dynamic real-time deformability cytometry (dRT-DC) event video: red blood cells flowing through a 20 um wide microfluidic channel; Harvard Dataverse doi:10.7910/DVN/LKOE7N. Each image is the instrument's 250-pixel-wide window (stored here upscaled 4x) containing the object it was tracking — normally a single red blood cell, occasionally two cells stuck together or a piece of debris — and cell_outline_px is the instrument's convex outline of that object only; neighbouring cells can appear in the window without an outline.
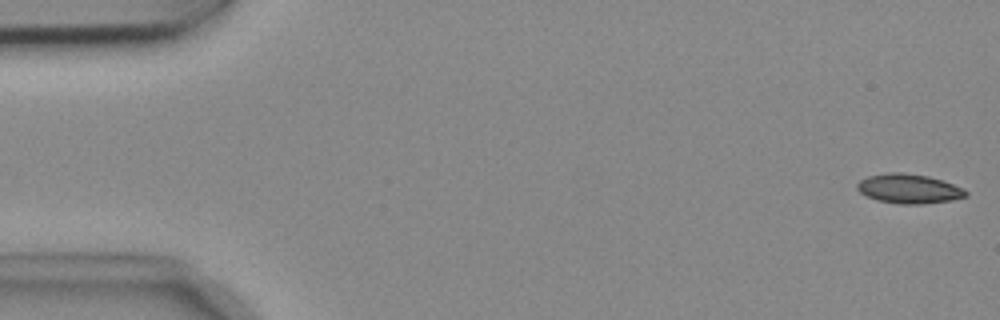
{"species": "common noctule bat (a hibernating species)", "species_latin": "Nyctalus noctula", "temperature_condition": "cold", "stored_images_in_passage": 53, "camera_frame_rate_fps": 3000, "um_per_image_px": 0.085, "animal": {"sex": "female", "body_mass_g": 18.4}, "frame": {"image": 1, "passage_image": 1, "time_ms": 0.0, "image_size_px": [1000, 320], "cell_outline_px": [[968, 196], [948, 200], [920, 204], [900, 204], [880, 200], [868, 196], [860, 192], [856, 188], [856, 184], [860, 180], [868, 176], [888, 172], [900, 172], [928, 176], [964, 188], [968, 192]], "centroid_in_image_um": [77.24, 16.03], "position_along_channel_um": 7.8, "area_um2": 18.38}}
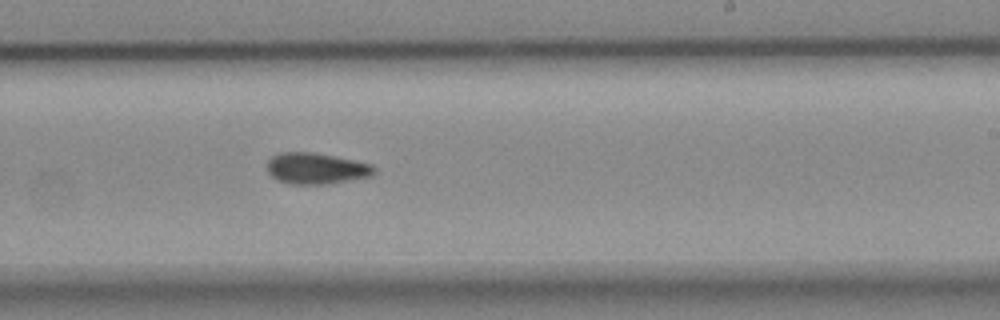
{"frame": {"image": 2, "passage_image": 32, "time_ms": 10.333, "image_size_px": [1000, 320], "cell_outline_px": [[376, 172], [368, 176], [324, 184], [292, 184], [280, 180], [272, 176], [268, 172], [268, 160], [272, 156], [280, 152], [312, 152], [336, 156], [372, 164], [376, 168]], "centroid_in_image_um": [26.87, 14.3], "position_along_channel_um": 262.1, "area_um2": 19.19}}
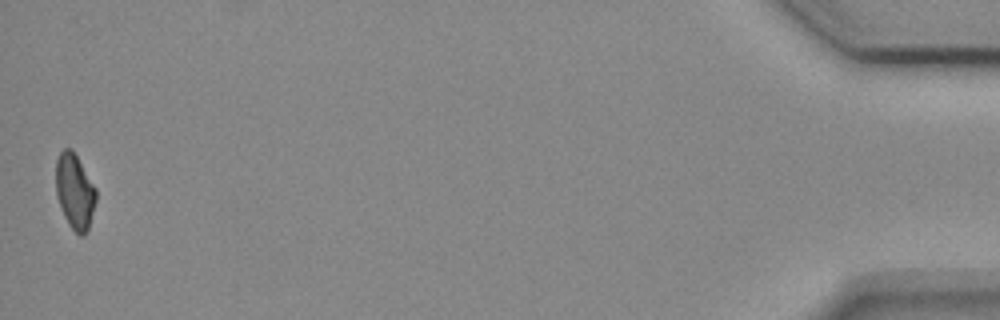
{"frame": {"image": 3, "passage_image": 53, "time_ms": 17.333, "image_size_px": [1000, 320], "cell_outline_px": [[96, 200], [88, 228], [84, 236], [80, 236], [68, 224], [64, 216], [56, 196], [56, 160], [60, 152], [64, 148], [72, 148], [96, 188]], "centroid_in_image_um": [6.34, 16.25], "position_along_channel_um": 428.9, "area_um2": 17.57}}